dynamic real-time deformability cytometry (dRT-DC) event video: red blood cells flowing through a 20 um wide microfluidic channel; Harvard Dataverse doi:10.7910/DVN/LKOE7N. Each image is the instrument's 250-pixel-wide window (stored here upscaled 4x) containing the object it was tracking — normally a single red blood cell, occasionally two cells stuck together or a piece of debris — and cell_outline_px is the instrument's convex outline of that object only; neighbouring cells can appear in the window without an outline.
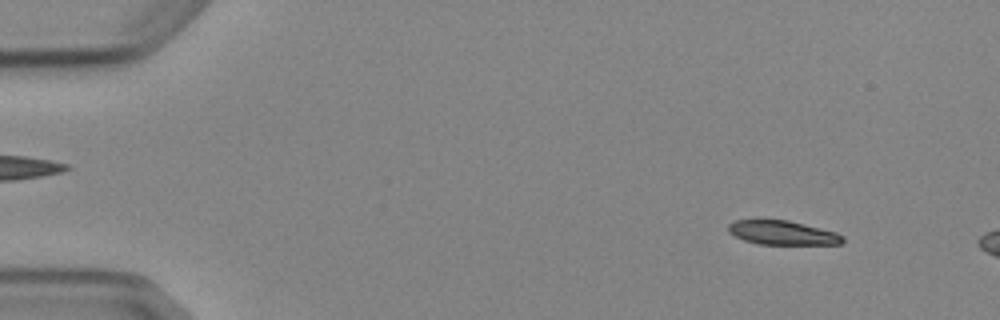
{"species": "Egyptian fruit bat (a non-hibernating species)", "species_latin": "Rousettus aegyptiacus", "temperature_condition": "cold", "stored_images_in_passage": 3, "camera_frame_rate_fps": 3000, "um_per_image_px": 0.085, "animal": {"sex": "female"}, "frame": {"image": 1, "passage_image": 1, "time_ms": 0.0, "image_size_px": [1000, 320], "cell_outline_px": [[844, 240], [840, 244], [756, 244], [744, 240], [728, 232], [728, 224], [736, 220], [756, 216], [788, 220], [836, 232], [844, 236]], "centroid_in_image_um": [66.42, 19.73], "position_along_channel_um": 18.6, "area_um2": 16.7}}